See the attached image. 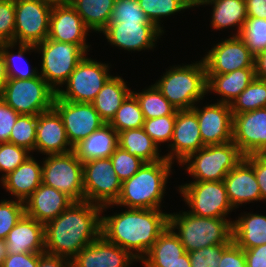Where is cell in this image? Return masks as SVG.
I'll list each match as a JSON object with an SVG mask.
<instances>
[{
  "label": "cell",
  "mask_w": 266,
  "mask_h": 267,
  "mask_svg": "<svg viewBox=\"0 0 266 267\" xmlns=\"http://www.w3.org/2000/svg\"><path fill=\"white\" fill-rule=\"evenodd\" d=\"M172 164L166 158L144 163L137 173L122 182L117 201L102 206V212L111 205L125 206L127 209H160Z\"/></svg>",
  "instance_id": "obj_3"
},
{
  "label": "cell",
  "mask_w": 266,
  "mask_h": 267,
  "mask_svg": "<svg viewBox=\"0 0 266 267\" xmlns=\"http://www.w3.org/2000/svg\"><path fill=\"white\" fill-rule=\"evenodd\" d=\"M102 207L74 201L45 225V253L72 260L101 235Z\"/></svg>",
  "instance_id": "obj_1"
},
{
  "label": "cell",
  "mask_w": 266,
  "mask_h": 267,
  "mask_svg": "<svg viewBox=\"0 0 266 267\" xmlns=\"http://www.w3.org/2000/svg\"><path fill=\"white\" fill-rule=\"evenodd\" d=\"M7 80H8L7 68L0 47V97Z\"/></svg>",
  "instance_id": "obj_57"
},
{
  "label": "cell",
  "mask_w": 266,
  "mask_h": 267,
  "mask_svg": "<svg viewBox=\"0 0 266 267\" xmlns=\"http://www.w3.org/2000/svg\"><path fill=\"white\" fill-rule=\"evenodd\" d=\"M1 181L6 191L24 202L42 184V165L30 155Z\"/></svg>",
  "instance_id": "obj_26"
},
{
  "label": "cell",
  "mask_w": 266,
  "mask_h": 267,
  "mask_svg": "<svg viewBox=\"0 0 266 267\" xmlns=\"http://www.w3.org/2000/svg\"><path fill=\"white\" fill-rule=\"evenodd\" d=\"M108 64L84 57L71 73L66 90L58 89L56 95L63 100L92 103L103 85L111 77Z\"/></svg>",
  "instance_id": "obj_11"
},
{
  "label": "cell",
  "mask_w": 266,
  "mask_h": 267,
  "mask_svg": "<svg viewBox=\"0 0 266 267\" xmlns=\"http://www.w3.org/2000/svg\"><path fill=\"white\" fill-rule=\"evenodd\" d=\"M130 93L131 90L122 77L111 76L96 95L92 104L105 123H109Z\"/></svg>",
  "instance_id": "obj_32"
},
{
  "label": "cell",
  "mask_w": 266,
  "mask_h": 267,
  "mask_svg": "<svg viewBox=\"0 0 266 267\" xmlns=\"http://www.w3.org/2000/svg\"><path fill=\"white\" fill-rule=\"evenodd\" d=\"M118 146L129 154L140 158L145 163L164 159V156H161L159 153L158 146L143 128L127 129L119 132Z\"/></svg>",
  "instance_id": "obj_33"
},
{
  "label": "cell",
  "mask_w": 266,
  "mask_h": 267,
  "mask_svg": "<svg viewBox=\"0 0 266 267\" xmlns=\"http://www.w3.org/2000/svg\"><path fill=\"white\" fill-rule=\"evenodd\" d=\"M111 45L128 51L154 49L163 30L155 24L109 23L102 31Z\"/></svg>",
  "instance_id": "obj_19"
},
{
  "label": "cell",
  "mask_w": 266,
  "mask_h": 267,
  "mask_svg": "<svg viewBox=\"0 0 266 267\" xmlns=\"http://www.w3.org/2000/svg\"><path fill=\"white\" fill-rule=\"evenodd\" d=\"M246 267H266V244L244 250Z\"/></svg>",
  "instance_id": "obj_53"
},
{
  "label": "cell",
  "mask_w": 266,
  "mask_h": 267,
  "mask_svg": "<svg viewBox=\"0 0 266 267\" xmlns=\"http://www.w3.org/2000/svg\"><path fill=\"white\" fill-rule=\"evenodd\" d=\"M255 77L266 82V49L255 57Z\"/></svg>",
  "instance_id": "obj_56"
},
{
  "label": "cell",
  "mask_w": 266,
  "mask_h": 267,
  "mask_svg": "<svg viewBox=\"0 0 266 267\" xmlns=\"http://www.w3.org/2000/svg\"><path fill=\"white\" fill-rule=\"evenodd\" d=\"M52 7L40 0H15V43L37 45L45 41Z\"/></svg>",
  "instance_id": "obj_13"
},
{
  "label": "cell",
  "mask_w": 266,
  "mask_h": 267,
  "mask_svg": "<svg viewBox=\"0 0 266 267\" xmlns=\"http://www.w3.org/2000/svg\"><path fill=\"white\" fill-rule=\"evenodd\" d=\"M89 30L102 32L109 24L115 0H70Z\"/></svg>",
  "instance_id": "obj_34"
},
{
  "label": "cell",
  "mask_w": 266,
  "mask_h": 267,
  "mask_svg": "<svg viewBox=\"0 0 266 267\" xmlns=\"http://www.w3.org/2000/svg\"><path fill=\"white\" fill-rule=\"evenodd\" d=\"M122 181L116 175L109 158L83 163L84 200L105 206L114 204L121 191Z\"/></svg>",
  "instance_id": "obj_12"
},
{
  "label": "cell",
  "mask_w": 266,
  "mask_h": 267,
  "mask_svg": "<svg viewBox=\"0 0 266 267\" xmlns=\"http://www.w3.org/2000/svg\"><path fill=\"white\" fill-rule=\"evenodd\" d=\"M247 17L266 19V0H245Z\"/></svg>",
  "instance_id": "obj_55"
},
{
  "label": "cell",
  "mask_w": 266,
  "mask_h": 267,
  "mask_svg": "<svg viewBox=\"0 0 266 267\" xmlns=\"http://www.w3.org/2000/svg\"><path fill=\"white\" fill-rule=\"evenodd\" d=\"M133 261L138 260L100 235L77 253L71 260V267H129Z\"/></svg>",
  "instance_id": "obj_20"
},
{
  "label": "cell",
  "mask_w": 266,
  "mask_h": 267,
  "mask_svg": "<svg viewBox=\"0 0 266 267\" xmlns=\"http://www.w3.org/2000/svg\"><path fill=\"white\" fill-rule=\"evenodd\" d=\"M175 121L176 115H165L158 118L145 119L142 128L159 147L161 143L171 141Z\"/></svg>",
  "instance_id": "obj_43"
},
{
  "label": "cell",
  "mask_w": 266,
  "mask_h": 267,
  "mask_svg": "<svg viewBox=\"0 0 266 267\" xmlns=\"http://www.w3.org/2000/svg\"><path fill=\"white\" fill-rule=\"evenodd\" d=\"M7 256L5 240L0 239V265H2L3 260Z\"/></svg>",
  "instance_id": "obj_59"
},
{
  "label": "cell",
  "mask_w": 266,
  "mask_h": 267,
  "mask_svg": "<svg viewBox=\"0 0 266 267\" xmlns=\"http://www.w3.org/2000/svg\"><path fill=\"white\" fill-rule=\"evenodd\" d=\"M213 5L212 27L216 30L237 26L238 36L247 19L245 0H195V6Z\"/></svg>",
  "instance_id": "obj_30"
},
{
  "label": "cell",
  "mask_w": 266,
  "mask_h": 267,
  "mask_svg": "<svg viewBox=\"0 0 266 267\" xmlns=\"http://www.w3.org/2000/svg\"><path fill=\"white\" fill-rule=\"evenodd\" d=\"M89 29L71 4L53 6L50 15L48 39L79 45L85 52Z\"/></svg>",
  "instance_id": "obj_21"
},
{
  "label": "cell",
  "mask_w": 266,
  "mask_h": 267,
  "mask_svg": "<svg viewBox=\"0 0 266 267\" xmlns=\"http://www.w3.org/2000/svg\"><path fill=\"white\" fill-rule=\"evenodd\" d=\"M218 267H246L244 250L234 242L223 252Z\"/></svg>",
  "instance_id": "obj_51"
},
{
  "label": "cell",
  "mask_w": 266,
  "mask_h": 267,
  "mask_svg": "<svg viewBox=\"0 0 266 267\" xmlns=\"http://www.w3.org/2000/svg\"><path fill=\"white\" fill-rule=\"evenodd\" d=\"M15 43V0H0V44Z\"/></svg>",
  "instance_id": "obj_48"
},
{
  "label": "cell",
  "mask_w": 266,
  "mask_h": 267,
  "mask_svg": "<svg viewBox=\"0 0 266 267\" xmlns=\"http://www.w3.org/2000/svg\"><path fill=\"white\" fill-rule=\"evenodd\" d=\"M207 92L214 91L221 99L218 102L231 105L232 102L255 79V68H243L221 75H206Z\"/></svg>",
  "instance_id": "obj_28"
},
{
  "label": "cell",
  "mask_w": 266,
  "mask_h": 267,
  "mask_svg": "<svg viewBox=\"0 0 266 267\" xmlns=\"http://www.w3.org/2000/svg\"><path fill=\"white\" fill-rule=\"evenodd\" d=\"M110 160L116 175L122 182L131 178L145 163L140 158L129 154L126 150L119 146L111 155Z\"/></svg>",
  "instance_id": "obj_44"
},
{
  "label": "cell",
  "mask_w": 266,
  "mask_h": 267,
  "mask_svg": "<svg viewBox=\"0 0 266 267\" xmlns=\"http://www.w3.org/2000/svg\"><path fill=\"white\" fill-rule=\"evenodd\" d=\"M232 222L226 218L200 217L189 212L169 213L168 226L178 229V236L186 252L211 245L233 243Z\"/></svg>",
  "instance_id": "obj_4"
},
{
  "label": "cell",
  "mask_w": 266,
  "mask_h": 267,
  "mask_svg": "<svg viewBox=\"0 0 266 267\" xmlns=\"http://www.w3.org/2000/svg\"><path fill=\"white\" fill-rule=\"evenodd\" d=\"M169 267H191L189 254L186 252L184 255L179 257V260L176 261Z\"/></svg>",
  "instance_id": "obj_58"
},
{
  "label": "cell",
  "mask_w": 266,
  "mask_h": 267,
  "mask_svg": "<svg viewBox=\"0 0 266 267\" xmlns=\"http://www.w3.org/2000/svg\"><path fill=\"white\" fill-rule=\"evenodd\" d=\"M144 123L143 112L136 97L130 93L122 102L115 116L109 124L119 133L127 129L142 128Z\"/></svg>",
  "instance_id": "obj_38"
},
{
  "label": "cell",
  "mask_w": 266,
  "mask_h": 267,
  "mask_svg": "<svg viewBox=\"0 0 266 267\" xmlns=\"http://www.w3.org/2000/svg\"><path fill=\"white\" fill-rule=\"evenodd\" d=\"M7 254L45 253V225L24 214L5 239Z\"/></svg>",
  "instance_id": "obj_24"
},
{
  "label": "cell",
  "mask_w": 266,
  "mask_h": 267,
  "mask_svg": "<svg viewBox=\"0 0 266 267\" xmlns=\"http://www.w3.org/2000/svg\"><path fill=\"white\" fill-rule=\"evenodd\" d=\"M42 165L44 185L65 193L73 201H84L83 163L73 151L49 154Z\"/></svg>",
  "instance_id": "obj_9"
},
{
  "label": "cell",
  "mask_w": 266,
  "mask_h": 267,
  "mask_svg": "<svg viewBox=\"0 0 266 267\" xmlns=\"http://www.w3.org/2000/svg\"><path fill=\"white\" fill-rule=\"evenodd\" d=\"M38 267H71V260L62 256L40 253Z\"/></svg>",
  "instance_id": "obj_54"
},
{
  "label": "cell",
  "mask_w": 266,
  "mask_h": 267,
  "mask_svg": "<svg viewBox=\"0 0 266 267\" xmlns=\"http://www.w3.org/2000/svg\"><path fill=\"white\" fill-rule=\"evenodd\" d=\"M232 114H240L266 107V82L257 78L232 102Z\"/></svg>",
  "instance_id": "obj_39"
},
{
  "label": "cell",
  "mask_w": 266,
  "mask_h": 267,
  "mask_svg": "<svg viewBox=\"0 0 266 267\" xmlns=\"http://www.w3.org/2000/svg\"><path fill=\"white\" fill-rule=\"evenodd\" d=\"M19 115L0 97V143L9 142L12 127Z\"/></svg>",
  "instance_id": "obj_49"
},
{
  "label": "cell",
  "mask_w": 266,
  "mask_h": 267,
  "mask_svg": "<svg viewBox=\"0 0 266 267\" xmlns=\"http://www.w3.org/2000/svg\"><path fill=\"white\" fill-rule=\"evenodd\" d=\"M185 253L178 236L167 226L140 261L144 267H169Z\"/></svg>",
  "instance_id": "obj_29"
},
{
  "label": "cell",
  "mask_w": 266,
  "mask_h": 267,
  "mask_svg": "<svg viewBox=\"0 0 266 267\" xmlns=\"http://www.w3.org/2000/svg\"><path fill=\"white\" fill-rule=\"evenodd\" d=\"M223 182L234 209L243 203L262 200L253 167L244 158L227 174Z\"/></svg>",
  "instance_id": "obj_25"
},
{
  "label": "cell",
  "mask_w": 266,
  "mask_h": 267,
  "mask_svg": "<svg viewBox=\"0 0 266 267\" xmlns=\"http://www.w3.org/2000/svg\"><path fill=\"white\" fill-rule=\"evenodd\" d=\"M109 23L154 24L147 18L138 0H115Z\"/></svg>",
  "instance_id": "obj_42"
},
{
  "label": "cell",
  "mask_w": 266,
  "mask_h": 267,
  "mask_svg": "<svg viewBox=\"0 0 266 267\" xmlns=\"http://www.w3.org/2000/svg\"><path fill=\"white\" fill-rule=\"evenodd\" d=\"M206 75H221L243 68H255V56L239 36L217 43L202 58Z\"/></svg>",
  "instance_id": "obj_15"
},
{
  "label": "cell",
  "mask_w": 266,
  "mask_h": 267,
  "mask_svg": "<svg viewBox=\"0 0 266 267\" xmlns=\"http://www.w3.org/2000/svg\"><path fill=\"white\" fill-rule=\"evenodd\" d=\"M45 2L51 6H59V5H66L70 3V0H40Z\"/></svg>",
  "instance_id": "obj_60"
},
{
  "label": "cell",
  "mask_w": 266,
  "mask_h": 267,
  "mask_svg": "<svg viewBox=\"0 0 266 267\" xmlns=\"http://www.w3.org/2000/svg\"><path fill=\"white\" fill-rule=\"evenodd\" d=\"M197 115L202 142L205 146L232 141L233 115L229 104L217 102L202 109L192 108Z\"/></svg>",
  "instance_id": "obj_17"
},
{
  "label": "cell",
  "mask_w": 266,
  "mask_h": 267,
  "mask_svg": "<svg viewBox=\"0 0 266 267\" xmlns=\"http://www.w3.org/2000/svg\"><path fill=\"white\" fill-rule=\"evenodd\" d=\"M35 151L44 155L73 151L62 118L54 108L37 115Z\"/></svg>",
  "instance_id": "obj_22"
},
{
  "label": "cell",
  "mask_w": 266,
  "mask_h": 267,
  "mask_svg": "<svg viewBox=\"0 0 266 267\" xmlns=\"http://www.w3.org/2000/svg\"><path fill=\"white\" fill-rule=\"evenodd\" d=\"M131 93L136 97L139 103L144 120L177 114V108L163 96L155 85L149 86L148 89L142 92L137 93L131 91Z\"/></svg>",
  "instance_id": "obj_35"
},
{
  "label": "cell",
  "mask_w": 266,
  "mask_h": 267,
  "mask_svg": "<svg viewBox=\"0 0 266 267\" xmlns=\"http://www.w3.org/2000/svg\"><path fill=\"white\" fill-rule=\"evenodd\" d=\"M40 253L7 254L2 267H38Z\"/></svg>",
  "instance_id": "obj_52"
},
{
  "label": "cell",
  "mask_w": 266,
  "mask_h": 267,
  "mask_svg": "<svg viewBox=\"0 0 266 267\" xmlns=\"http://www.w3.org/2000/svg\"><path fill=\"white\" fill-rule=\"evenodd\" d=\"M169 146L170 153L164 155L168 161L173 162L176 158L179 165L191 153L202 149L205 145L202 142L198 118L193 109L178 110L173 130V136Z\"/></svg>",
  "instance_id": "obj_18"
},
{
  "label": "cell",
  "mask_w": 266,
  "mask_h": 267,
  "mask_svg": "<svg viewBox=\"0 0 266 267\" xmlns=\"http://www.w3.org/2000/svg\"><path fill=\"white\" fill-rule=\"evenodd\" d=\"M55 90L40 76L8 79L1 98L18 114L38 115L53 108Z\"/></svg>",
  "instance_id": "obj_7"
},
{
  "label": "cell",
  "mask_w": 266,
  "mask_h": 267,
  "mask_svg": "<svg viewBox=\"0 0 266 267\" xmlns=\"http://www.w3.org/2000/svg\"><path fill=\"white\" fill-rule=\"evenodd\" d=\"M244 159L253 167L257 182L259 184L261 199H266V159L260 154H250Z\"/></svg>",
  "instance_id": "obj_50"
},
{
  "label": "cell",
  "mask_w": 266,
  "mask_h": 267,
  "mask_svg": "<svg viewBox=\"0 0 266 267\" xmlns=\"http://www.w3.org/2000/svg\"><path fill=\"white\" fill-rule=\"evenodd\" d=\"M53 108L62 118L72 147L105 124L92 103L67 101L56 95Z\"/></svg>",
  "instance_id": "obj_14"
},
{
  "label": "cell",
  "mask_w": 266,
  "mask_h": 267,
  "mask_svg": "<svg viewBox=\"0 0 266 267\" xmlns=\"http://www.w3.org/2000/svg\"><path fill=\"white\" fill-rule=\"evenodd\" d=\"M117 147L118 132L109 123H105L73 146V152L84 163L93 159L109 158Z\"/></svg>",
  "instance_id": "obj_27"
},
{
  "label": "cell",
  "mask_w": 266,
  "mask_h": 267,
  "mask_svg": "<svg viewBox=\"0 0 266 267\" xmlns=\"http://www.w3.org/2000/svg\"><path fill=\"white\" fill-rule=\"evenodd\" d=\"M25 214L24 202L19 200L0 201V239L5 240L10 230Z\"/></svg>",
  "instance_id": "obj_46"
},
{
  "label": "cell",
  "mask_w": 266,
  "mask_h": 267,
  "mask_svg": "<svg viewBox=\"0 0 266 267\" xmlns=\"http://www.w3.org/2000/svg\"><path fill=\"white\" fill-rule=\"evenodd\" d=\"M244 158L233 141L207 145L191 153L180 165H188V173L195 181H223L227 174Z\"/></svg>",
  "instance_id": "obj_6"
},
{
  "label": "cell",
  "mask_w": 266,
  "mask_h": 267,
  "mask_svg": "<svg viewBox=\"0 0 266 267\" xmlns=\"http://www.w3.org/2000/svg\"><path fill=\"white\" fill-rule=\"evenodd\" d=\"M178 190L190 207L188 212L196 216L225 218L234 210L223 181H193Z\"/></svg>",
  "instance_id": "obj_10"
},
{
  "label": "cell",
  "mask_w": 266,
  "mask_h": 267,
  "mask_svg": "<svg viewBox=\"0 0 266 267\" xmlns=\"http://www.w3.org/2000/svg\"><path fill=\"white\" fill-rule=\"evenodd\" d=\"M138 2L150 22L161 30L163 28L160 26V18L195 7V0H138Z\"/></svg>",
  "instance_id": "obj_37"
},
{
  "label": "cell",
  "mask_w": 266,
  "mask_h": 267,
  "mask_svg": "<svg viewBox=\"0 0 266 267\" xmlns=\"http://www.w3.org/2000/svg\"><path fill=\"white\" fill-rule=\"evenodd\" d=\"M266 159V148L263 150V152L260 154Z\"/></svg>",
  "instance_id": "obj_61"
},
{
  "label": "cell",
  "mask_w": 266,
  "mask_h": 267,
  "mask_svg": "<svg viewBox=\"0 0 266 267\" xmlns=\"http://www.w3.org/2000/svg\"><path fill=\"white\" fill-rule=\"evenodd\" d=\"M233 242L243 250L266 244V216L245 214L232 222Z\"/></svg>",
  "instance_id": "obj_31"
},
{
  "label": "cell",
  "mask_w": 266,
  "mask_h": 267,
  "mask_svg": "<svg viewBox=\"0 0 266 267\" xmlns=\"http://www.w3.org/2000/svg\"><path fill=\"white\" fill-rule=\"evenodd\" d=\"M233 115L232 141L246 156L266 148V107Z\"/></svg>",
  "instance_id": "obj_16"
},
{
  "label": "cell",
  "mask_w": 266,
  "mask_h": 267,
  "mask_svg": "<svg viewBox=\"0 0 266 267\" xmlns=\"http://www.w3.org/2000/svg\"><path fill=\"white\" fill-rule=\"evenodd\" d=\"M168 216L160 209L129 208L102 216L101 235L140 261L167 228Z\"/></svg>",
  "instance_id": "obj_2"
},
{
  "label": "cell",
  "mask_w": 266,
  "mask_h": 267,
  "mask_svg": "<svg viewBox=\"0 0 266 267\" xmlns=\"http://www.w3.org/2000/svg\"><path fill=\"white\" fill-rule=\"evenodd\" d=\"M231 244L211 245L188 253L191 267H218L223 252Z\"/></svg>",
  "instance_id": "obj_47"
},
{
  "label": "cell",
  "mask_w": 266,
  "mask_h": 267,
  "mask_svg": "<svg viewBox=\"0 0 266 267\" xmlns=\"http://www.w3.org/2000/svg\"><path fill=\"white\" fill-rule=\"evenodd\" d=\"M29 153L26 148L13 143H0V172L4 173L0 179L21 165L30 156Z\"/></svg>",
  "instance_id": "obj_45"
},
{
  "label": "cell",
  "mask_w": 266,
  "mask_h": 267,
  "mask_svg": "<svg viewBox=\"0 0 266 267\" xmlns=\"http://www.w3.org/2000/svg\"><path fill=\"white\" fill-rule=\"evenodd\" d=\"M41 53V71L39 74L54 90L64 85L78 63L87 54L79 45L46 39L35 45ZM58 86V87H57Z\"/></svg>",
  "instance_id": "obj_8"
},
{
  "label": "cell",
  "mask_w": 266,
  "mask_h": 267,
  "mask_svg": "<svg viewBox=\"0 0 266 267\" xmlns=\"http://www.w3.org/2000/svg\"><path fill=\"white\" fill-rule=\"evenodd\" d=\"M74 202L65 193L43 183L24 201L25 214L46 225Z\"/></svg>",
  "instance_id": "obj_23"
},
{
  "label": "cell",
  "mask_w": 266,
  "mask_h": 267,
  "mask_svg": "<svg viewBox=\"0 0 266 267\" xmlns=\"http://www.w3.org/2000/svg\"><path fill=\"white\" fill-rule=\"evenodd\" d=\"M195 63L173 66L154 84L177 110L192 109L208 93L203 59Z\"/></svg>",
  "instance_id": "obj_5"
},
{
  "label": "cell",
  "mask_w": 266,
  "mask_h": 267,
  "mask_svg": "<svg viewBox=\"0 0 266 267\" xmlns=\"http://www.w3.org/2000/svg\"><path fill=\"white\" fill-rule=\"evenodd\" d=\"M37 115L20 114L12 127L9 142L35 151Z\"/></svg>",
  "instance_id": "obj_40"
},
{
  "label": "cell",
  "mask_w": 266,
  "mask_h": 267,
  "mask_svg": "<svg viewBox=\"0 0 266 267\" xmlns=\"http://www.w3.org/2000/svg\"><path fill=\"white\" fill-rule=\"evenodd\" d=\"M17 45H19V50L17 54H14L12 51L9 52L8 49H11ZM0 47L7 68L8 79H32L39 75V72L35 67L34 69H29V66L27 64L28 62L23 56L24 53L30 50H36L35 45L7 42L0 44ZM20 61H23L24 64H21L25 66L19 67L17 63H19Z\"/></svg>",
  "instance_id": "obj_36"
},
{
  "label": "cell",
  "mask_w": 266,
  "mask_h": 267,
  "mask_svg": "<svg viewBox=\"0 0 266 267\" xmlns=\"http://www.w3.org/2000/svg\"><path fill=\"white\" fill-rule=\"evenodd\" d=\"M238 36L256 57L266 49V19L247 17Z\"/></svg>",
  "instance_id": "obj_41"
}]
</instances>
